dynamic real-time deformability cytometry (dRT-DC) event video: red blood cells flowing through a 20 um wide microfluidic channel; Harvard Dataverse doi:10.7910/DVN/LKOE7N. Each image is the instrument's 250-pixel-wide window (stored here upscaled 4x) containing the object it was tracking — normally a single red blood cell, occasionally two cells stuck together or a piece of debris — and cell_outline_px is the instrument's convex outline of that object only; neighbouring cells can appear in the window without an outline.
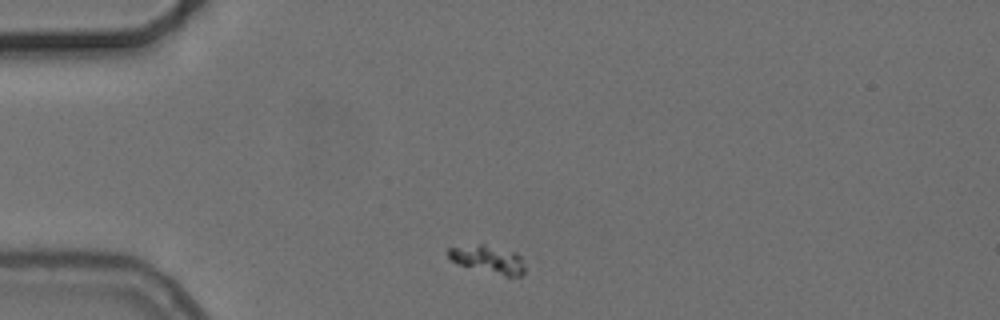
{"species": "common noctule bat (a hibernating species)", "species_latin": "Nyctalus noctula", "temperature_condition": "cold", "stored_images_in_passage": 5, "segment_of_instrument_passage": [2, 2], "camera_frame_rate_fps": 3000, "um_per_image_px": 0.085, "animal": {"sex": "female", "body_mass_g": 24.6, "forearm_length_mm": 56.2}, "frame": {"image": 1, "passage_image": 5, "time_ms": 6.333, "image_size_px": [1000, 320], "cell_outline_px": [[524, 272], [520, 276], [504, 276], [460, 264], [452, 260], [448, 256], [448, 248], [480, 244], [484, 244], [516, 252], [520, 256], [524, 268]], "centroid_in_image_um": [41.52, 22.04], "position_along_channel_um": 43.5, "area_um2": 12.08}}